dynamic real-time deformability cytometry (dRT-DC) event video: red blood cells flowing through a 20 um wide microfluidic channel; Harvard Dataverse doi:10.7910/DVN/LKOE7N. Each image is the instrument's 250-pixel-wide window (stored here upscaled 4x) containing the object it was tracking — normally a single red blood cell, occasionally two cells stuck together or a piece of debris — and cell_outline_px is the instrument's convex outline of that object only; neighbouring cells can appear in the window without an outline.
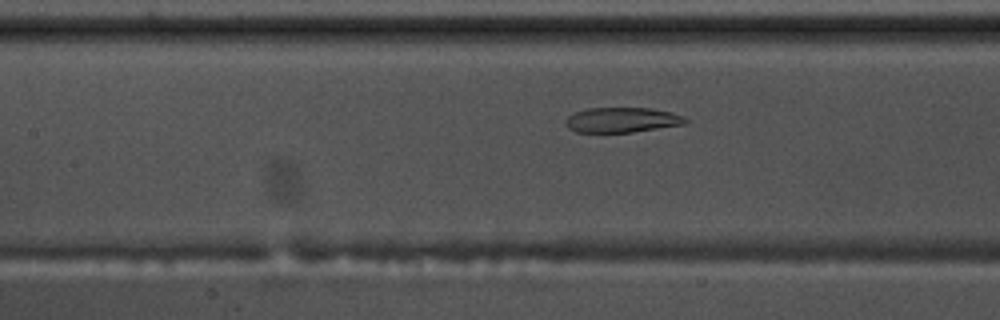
{"species": "common noctule bat (a hibernating species)", "species_latin": "Nyctalus noctula", "temperature_condition": "warm", "stored_images_in_passage": 35, "camera_frame_rate_fps": 3000, "um_per_image_px": 0.085, "animal": {"sex": "male", "body_mass_g": 17.5, "forearm_length_mm": 52.3}, "frame": {"image": 1, "passage_image": 8, "time_ms": 2.333, "image_size_px": [1000, 320], "cell_outline_px": [[688, 124], [632, 132], [576, 132], [568, 128], [564, 124], [564, 120], [568, 116], [576, 112], [588, 108], [652, 108], [672, 112], [684, 116], [688, 120]], "centroid_in_image_um": [52.9, 10.19], "position_along_channel_um": 154.5, "area_um2": 17.69}}
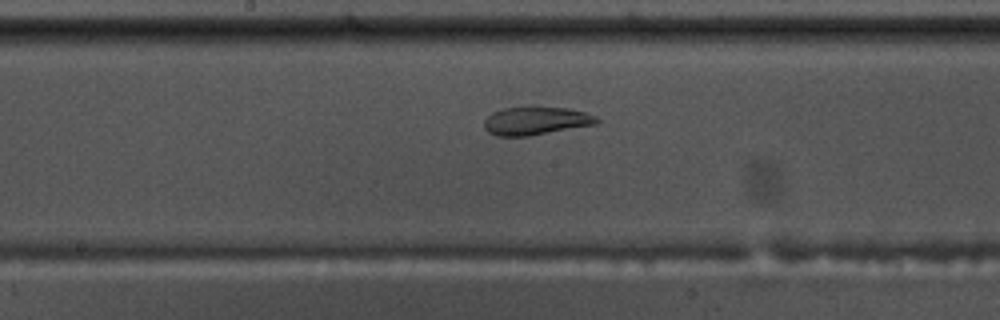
{"frame": {"image": 2, "passage_image": 12, "time_ms": 3.667, "image_size_px": [1000, 320], "cell_outline_px": [[600, 124], [528, 136], [496, 136], [488, 132], [484, 128], [484, 120], [492, 112], [504, 108], [532, 104], [536, 104], [568, 108], [584, 112], [596, 116], [600, 120]], "centroid_in_image_um": [45.57, 10.23], "position_along_channel_um": 202.6, "area_um2": 19.36}}
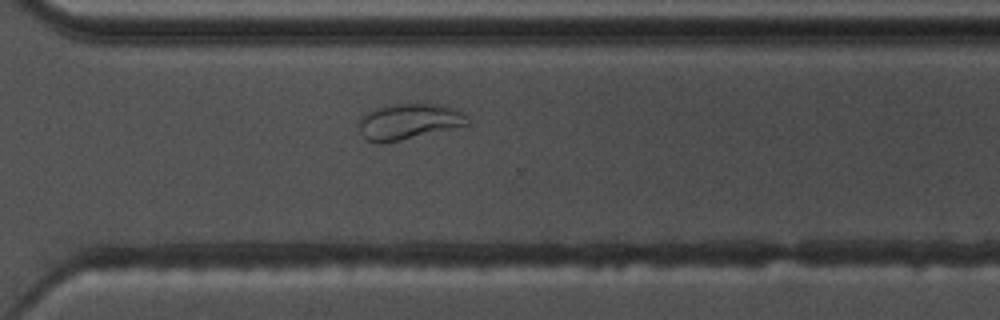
{"frame": {"image": 3, "passage_image": 23, "time_ms": 7.333, "image_size_px": [1000, 320], "cell_outline_px": [[468, 128], [380, 144], [368, 140], [360, 132], [360, 120], [368, 112], [376, 108], [388, 104], [432, 104], [452, 108], [460, 112], [464, 116], [468, 124]], "centroid_in_image_um": [34.82, 10.37], "position_along_channel_um": 335.8, "area_um2": 22.89}, "authors_computed_cell_mechanics": {"area_um2": 19.0162, "velocity_mm_per_s": 3.634, "shape_relaxation_time_tau1_ms": null, "shape_relaxation_time_tau2_ms": 1.6819, "deformation_change_tau1": null, "deformation_change_tau2": 0.068}}